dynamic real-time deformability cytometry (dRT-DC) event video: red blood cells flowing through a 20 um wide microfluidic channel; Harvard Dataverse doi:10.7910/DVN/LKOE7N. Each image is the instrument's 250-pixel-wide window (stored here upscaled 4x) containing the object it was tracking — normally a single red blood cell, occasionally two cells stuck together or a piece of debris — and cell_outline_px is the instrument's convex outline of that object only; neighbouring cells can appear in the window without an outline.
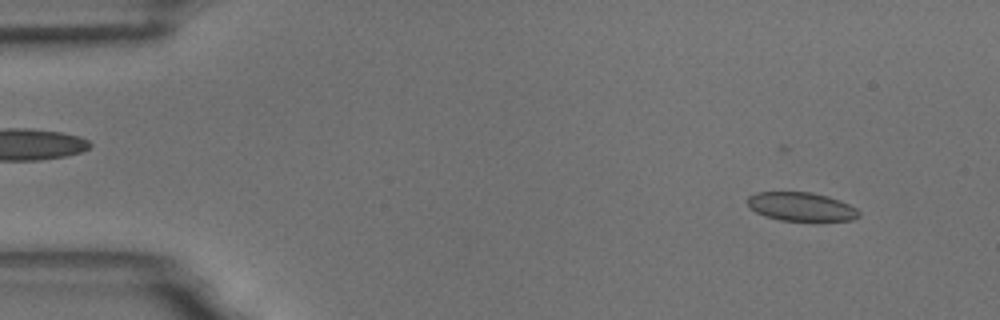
{"species": "common noctule bat (a hibernating species)", "species_latin": "Nyctalus noctula", "temperature_condition": "room temperature", "stored_images_in_passage": 43, "camera_frame_rate_fps": 3000, "um_per_image_px": 0.085, "animal": {"sex": "male", "body_mass_g": 18.8}, "frame": {"image": 1, "passage_image": 1, "time_ms": 0.0, "image_size_px": [1000, 320], "cell_outline_px": [[860, 216], [852, 220], [780, 220], [764, 216], [756, 212], [748, 204], [748, 196], [756, 192], [812, 192], [828, 196], [840, 200], [856, 208], [860, 212]], "centroid_in_image_um": [68.11, 17.56], "position_along_channel_um": 16.9, "area_um2": 18.5}}
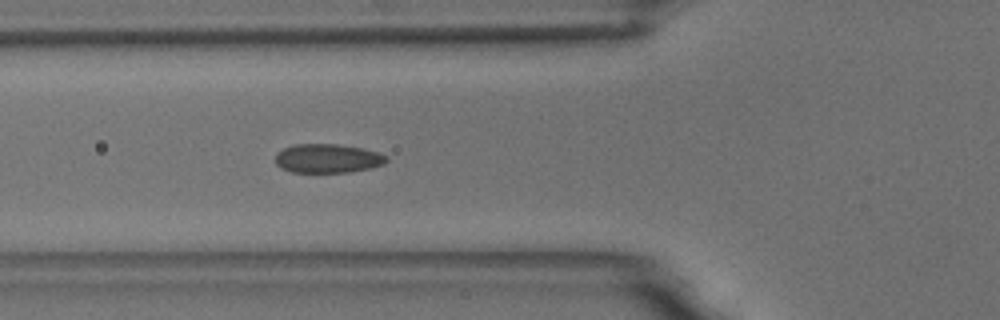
{"frame": {"image": 2, "passage_image": 16, "time_ms": 5.0, "image_size_px": [1000, 320], "cell_outline_px": [[388, 160], [384, 164], [368, 168], [348, 172], [292, 172], [280, 168], [276, 164], [276, 152], [284, 148], [296, 144], [336, 144], [360, 148], [376, 152], [388, 156]], "centroid_in_image_um": [27.82, 13.47], "position_along_channel_um": 98.0, "area_um2": 18.61}}
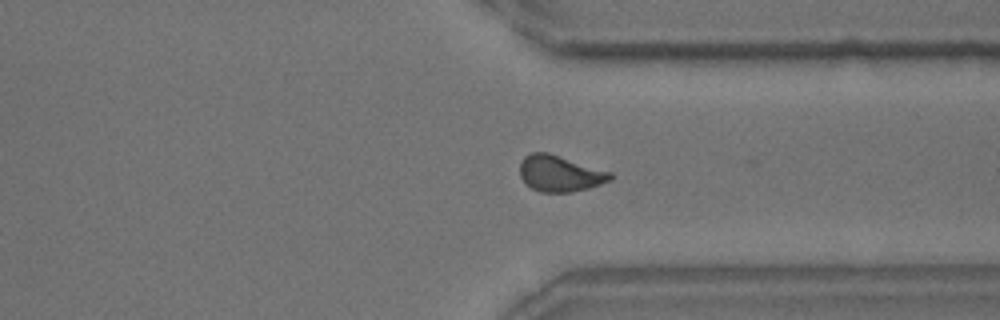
{"frame": {"image": 3, "passage_image": 38, "time_ms": 12.333, "image_size_px": [1000, 320], "cell_outline_px": [[612, 180], [588, 188], [572, 192], [540, 192], [532, 188], [520, 176], [520, 160], [524, 156], [532, 152], [548, 152], [612, 172]], "centroid_in_image_um": [47.59, 14.74], "position_along_channel_um": 363.8, "area_um2": 19.07}, "authors_computed_cell_mechanics": {"area_um2": 18.9006, "velocity_mm_per_s": 3.6212, "shape_relaxation_time_tau1_ms": 6.2007, "shape_relaxation_time_tau2_ms": 0.9956, "deformation_change_tau1": 0.1194, "deformation_change_tau2": 0.0683}}